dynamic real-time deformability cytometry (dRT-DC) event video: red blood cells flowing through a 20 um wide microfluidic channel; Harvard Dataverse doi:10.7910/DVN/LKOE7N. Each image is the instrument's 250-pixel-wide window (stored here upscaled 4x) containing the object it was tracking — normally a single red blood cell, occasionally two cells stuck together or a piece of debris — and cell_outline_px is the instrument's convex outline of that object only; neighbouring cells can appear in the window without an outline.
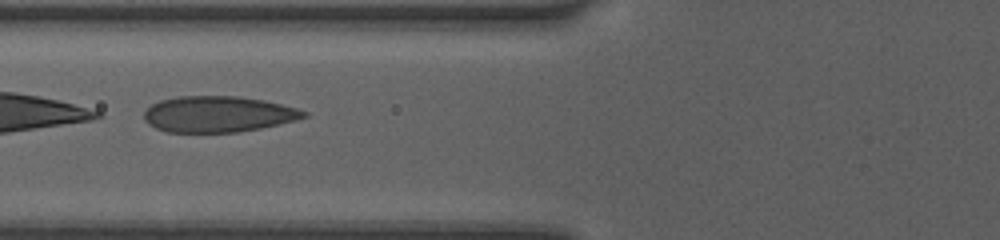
{"species": "human", "species_latin": "Homo sapiens", "temperature_condition": "room temperature", "stored_images_in_passage": 25, "camera_frame_rate_fps": 3000, "um_per_image_px": 0.085, "donor": {"sex": "female"}, "frame": {"image": 1, "passage_image": 11, "time_ms": 1.667, "image_size_px": [1000, 240], "cell_outline_px": [[308, 116], [296, 120], [280, 124], [260, 128], [236, 132], [168, 132], [156, 128], [148, 124], [144, 120], [144, 112], [152, 104], [160, 100], [180, 96], [240, 96], [264, 100], [296, 108], [308, 112]], "centroid_in_image_um": [18.54, 9.7], "position_along_channel_um": 107.3, "area_um2": 33.52}}
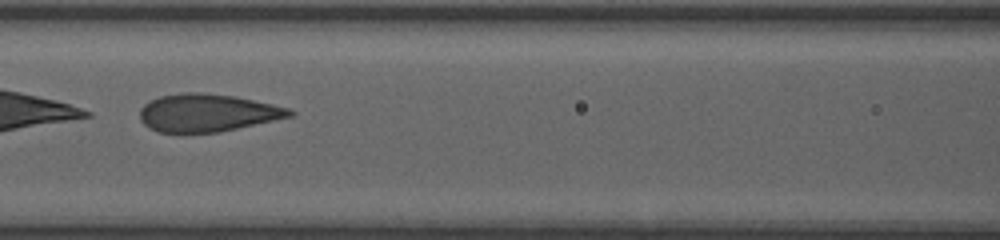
{"frame": {"image": 2, "passage_image": 18, "time_ms": 2.667, "image_size_px": [1000, 240], "cell_outline_px": [[296, 112], [292, 116], [220, 132], [160, 132], [148, 128], [140, 120], [140, 108], [144, 104], [160, 96], [184, 92], [204, 92], [236, 96], [272, 104], [288, 108]], "centroid_in_image_um": [17.62, 9.58], "position_along_channel_um": 149.0, "area_um2": 32.89}}
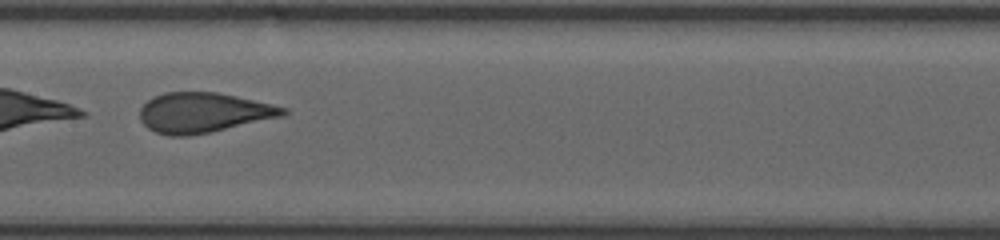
{"frame": {"image": 3, "passage_image": 24, "time_ms": 3.667, "image_size_px": [1000, 240], "cell_outline_px": [[288, 112], [284, 116], [212, 132], [188, 136], [168, 136], [156, 132], [148, 128], [140, 120], [140, 108], [152, 96], [164, 92], [216, 92], [236, 96], [272, 104], [288, 108]], "centroid_in_image_um": [17.29, 9.58], "position_along_channel_um": 190.1, "area_um2": 33.58}}